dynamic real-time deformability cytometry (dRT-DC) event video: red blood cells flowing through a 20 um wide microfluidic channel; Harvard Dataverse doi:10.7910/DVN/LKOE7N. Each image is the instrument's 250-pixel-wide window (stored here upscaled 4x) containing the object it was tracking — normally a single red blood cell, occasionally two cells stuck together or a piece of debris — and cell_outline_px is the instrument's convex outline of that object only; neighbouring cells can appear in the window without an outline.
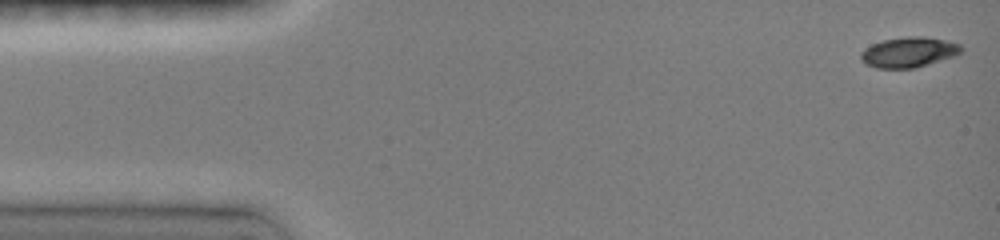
{"species": "common noctule bat (a hibernating species)", "species_latin": "Nyctalus noctula", "temperature_condition": "room temperature", "stored_images_in_passage": 27, "camera_frame_rate_fps": 3000, "um_per_image_px": 0.085, "animal": {"sex": "female", "body_mass_g": 19.0, "forearm_length_mm": 51.5}, "frame": {"image": 1, "passage_image": 1, "time_ms": 0.0, "image_size_px": [1000, 240], "cell_outline_px": [[964, 48], [960, 52], [952, 56], [916, 68], [876, 68], [864, 64], [860, 60], [860, 52], [864, 48], [872, 44], [884, 40], [908, 36], [920, 36], [944, 40], [960, 44]], "centroid_in_image_um": [77.18, 4.44], "position_along_channel_um": 7.8, "area_um2": 17.63}}
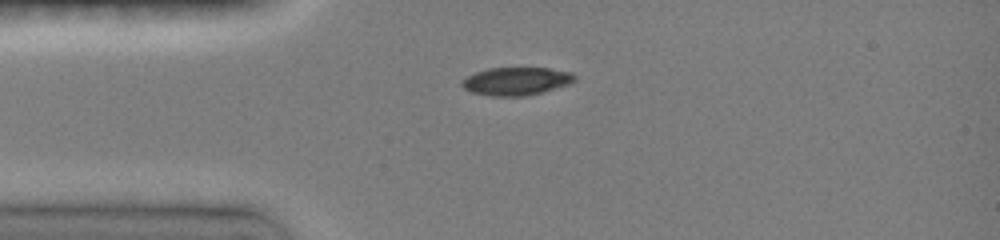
{"frame": {"image": 2, "passage_image": 18, "time_ms": 3.333, "image_size_px": [1000, 240], "cell_outline_px": [[576, 80], [568, 84], [540, 92], [524, 96], [492, 96], [472, 92], [464, 88], [460, 84], [460, 80], [476, 72], [488, 68], [548, 68], [572, 72], [576, 76]], "centroid_in_image_um": [43.86, 6.89], "position_along_channel_um": 41.1, "area_um2": 18.26}}